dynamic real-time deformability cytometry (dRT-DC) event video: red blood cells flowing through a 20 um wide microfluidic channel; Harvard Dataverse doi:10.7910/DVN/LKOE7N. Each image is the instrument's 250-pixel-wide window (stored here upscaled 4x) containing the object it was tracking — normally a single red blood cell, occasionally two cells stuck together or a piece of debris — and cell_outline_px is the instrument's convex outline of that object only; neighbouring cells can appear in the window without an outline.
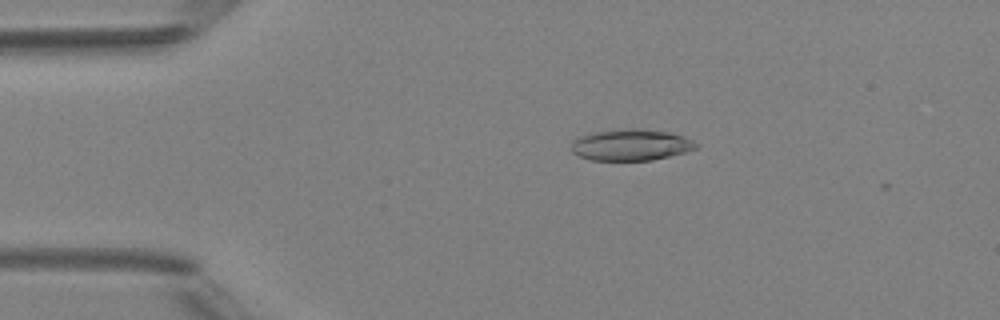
{"species": "Egyptian fruit bat (a non-hibernating species)", "species_latin": "Rousettus aegyptiacus", "temperature_condition": "room temperature", "stored_images_in_passage": 49, "camera_frame_rate_fps": 3000, "um_per_image_px": 0.085, "animal": {"sex": "female"}, "frame": {"image": 1, "passage_image": 10, "time_ms": 3.0, "image_size_px": [1000, 320], "cell_outline_px": [[700, 144], [696, 148], [684, 152], [652, 160], [592, 160], [580, 156], [572, 152], [572, 140], [576, 136], [592, 132], [628, 128], [640, 128], [672, 132], [684, 136]], "centroid_in_image_um": [53.62, 12.29], "position_along_channel_um": 31.4, "area_um2": 23.0}}
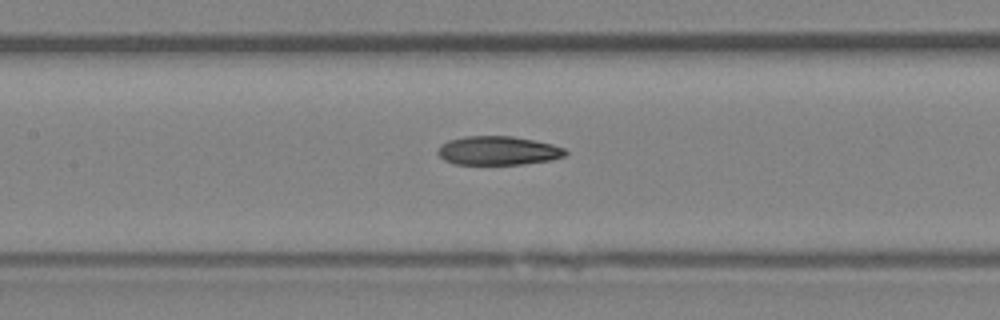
{"frame": {"image": 2, "passage_image": 23, "time_ms": 7.333, "image_size_px": [1000, 320], "cell_outline_px": [[568, 152], [564, 156], [552, 160], [524, 164], [456, 164], [444, 160], [436, 152], [440, 144], [448, 140], [464, 136], [512, 136], [552, 144], [564, 148]], "centroid_in_image_um": [42.32, 12.8], "position_along_channel_um": 165.1, "area_um2": 21.5}}
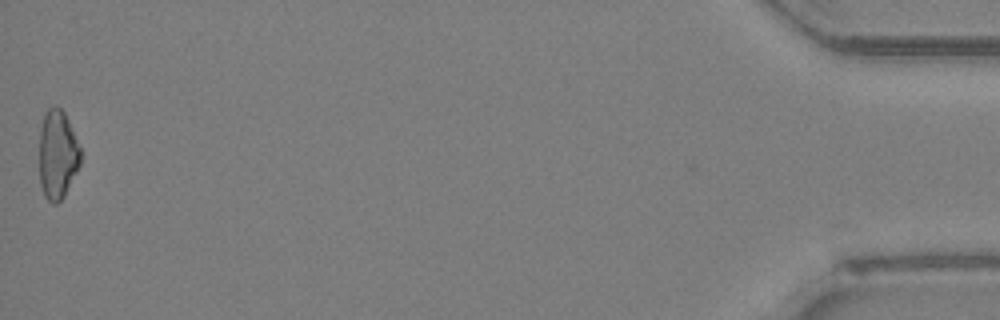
{"frame": {"image": 3, "passage_image": 49, "time_ms": 16.0, "image_size_px": [1000, 320], "cell_outline_px": [[80, 164], [64, 196], [56, 204], [52, 204], [44, 196], [40, 184], [40, 128], [44, 112], [52, 104], [56, 104], [64, 112], [68, 120], [80, 148]], "centroid_in_image_um": [4.87, 13.11], "position_along_channel_um": 430.3, "area_um2": 21.39}, "authors_computed_cell_mechanics": {"area_um2": 22.1374, "velocity_mm_per_s": 4.2255, "shape_relaxation_time_tau1_ms": null, "shape_relaxation_time_tau2_ms": 5.9593, "deformation_change_tau1": null, "deformation_change_tau2": 0.145}}